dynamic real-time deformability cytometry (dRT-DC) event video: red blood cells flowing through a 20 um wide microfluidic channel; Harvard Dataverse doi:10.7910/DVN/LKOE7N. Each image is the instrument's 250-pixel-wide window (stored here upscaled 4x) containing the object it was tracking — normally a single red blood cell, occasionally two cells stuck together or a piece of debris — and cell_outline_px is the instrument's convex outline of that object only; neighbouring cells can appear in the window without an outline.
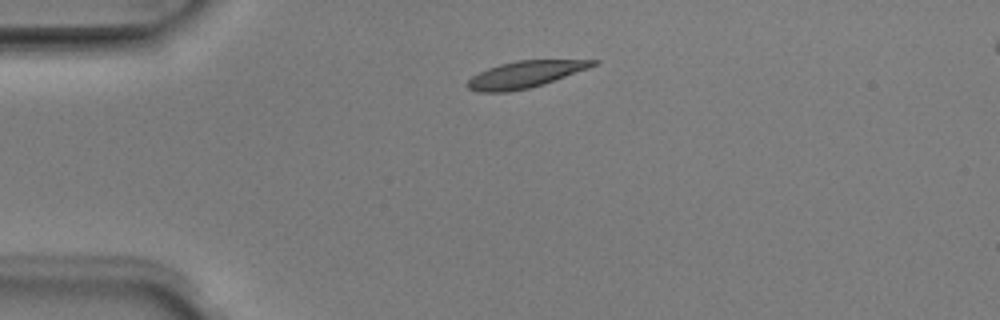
{"species": "Egyptian fruit bat (a non-hibernating species)", "species_latin": "Rousettus aegyptiacus", "temperature_condition": "room temperature", "stored_images_in_passage": 40, "camera_frame_rate_fps": 3000, "um_per_image_px": 0.085, "animal": {"sex": "male"}, "frame": {"image": 1, "passage_image": 1, "time_ms": 0.0, "image_size_px": [1000, 320], "cell_outline_px": [[600, 60], [596, 64], [588, 68], [544, 84], [528, 88], [508, 92], [476, 92], [468, 88], [464, 84], [472, 76], [488, 68], [500, 64], [516, 60]], "centroid_in_image_um": [44.58, 6.33], "position_along_channel_um": 40.4, "area_um2": 19.42}}
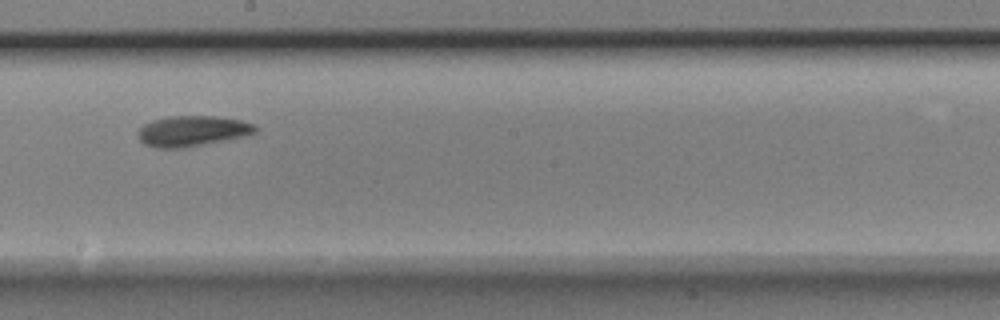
{"frame": {"image": 2, "passage_image": 18, "time_ms": 5.667, "image_size_px": [1000, 320], "cell_outline_px": [[256, 132], [244, 136], [184, 148], [152, 148], [144, 144], [136, 136], [136, 132], [144, 124], [152, 120], [168, 116], [216, 116], [244, 120], [252, 124], [256, 128]], "centroid_in_image_um": [16.29, 11.14], "position_along_channel_um": 231.9, "area_um2": 21.04}}
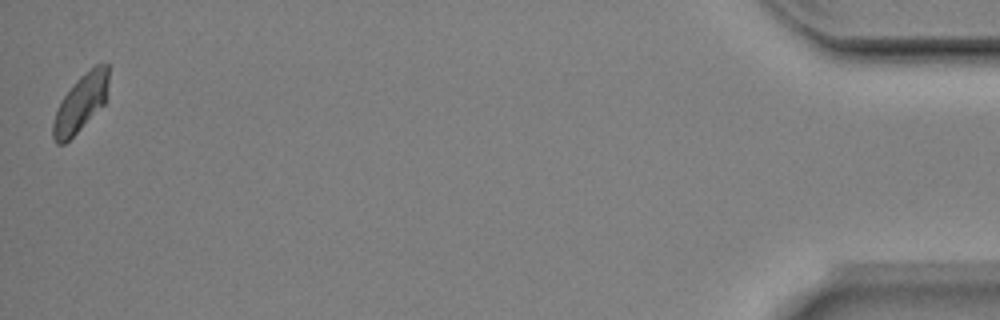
{"frame": {"image": 3, "passage_image": 40, "time_ms": 13.0, "image_size_px": [1000, 320], "cell_outline_px": [[108, 80], [104, 104], [64, 144], [56, 144], [52, 136], [52, 124], [56, 112], [64, 96], [76, 80], [80, 76], [96, 64], [108, 64]], "centroid_in_image_um": [6.84, 8.76], "position_along_channel_um": 428.4, "area_um2": 17.92}, "authors_computed_cell_mechanics": {"area_um2": 19.4786, "velocity_mm_per_s": 3.9207, "shape_relaxation_time_tau1_ms": 3.1264, "shape_relaxation_time_tau2_ms": null, "deformation_change_tau1": 0.1166, "deformation_change_tau2": null}}